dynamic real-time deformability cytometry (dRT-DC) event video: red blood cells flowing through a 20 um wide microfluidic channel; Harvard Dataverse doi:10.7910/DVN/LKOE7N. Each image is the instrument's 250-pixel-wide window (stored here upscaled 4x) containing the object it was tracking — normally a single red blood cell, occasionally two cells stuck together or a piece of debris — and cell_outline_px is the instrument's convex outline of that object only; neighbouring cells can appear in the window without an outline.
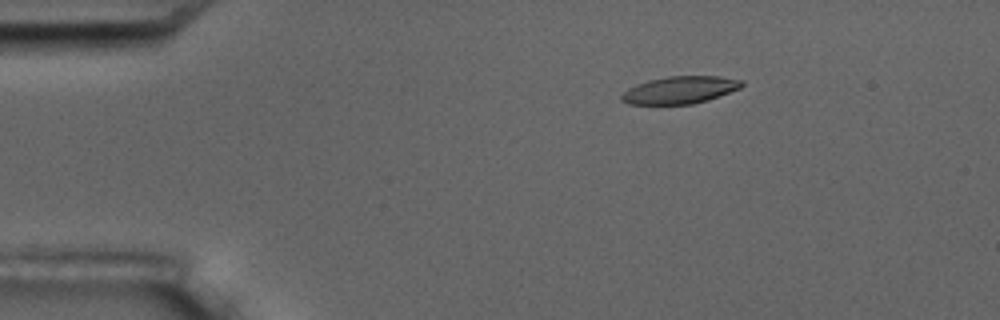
{"species": "common noctule bat (a hibernating species)", "species_latin": "Nyctalus noctula", "temperature_condition": "room temperature", "stored_images_in_passage": 5, "camera_frame_rate_fps": 3000, "um_per_image_px": 0.085, "animal": {"sex": "male", "body_mass_g": 17.5, "forearm_length_mm": 52.3}, "frame": {"image": 1, "passage_image": 3, "time_ms": 3.0, "image_size_px": [1000, 320], "cell_outline_px": [[744, 84], [740, 88], [708, 100], [692, 104], [628, 104], [620, 100], [620, 96], [628, 88], [636, 84], [648, 80], [668, 76], [720, 76], [744, 80]], "centroid_in_image_um": [57.79, 7.64], "position_along_channel_um": 27.2, "area_um2": 19.25}}